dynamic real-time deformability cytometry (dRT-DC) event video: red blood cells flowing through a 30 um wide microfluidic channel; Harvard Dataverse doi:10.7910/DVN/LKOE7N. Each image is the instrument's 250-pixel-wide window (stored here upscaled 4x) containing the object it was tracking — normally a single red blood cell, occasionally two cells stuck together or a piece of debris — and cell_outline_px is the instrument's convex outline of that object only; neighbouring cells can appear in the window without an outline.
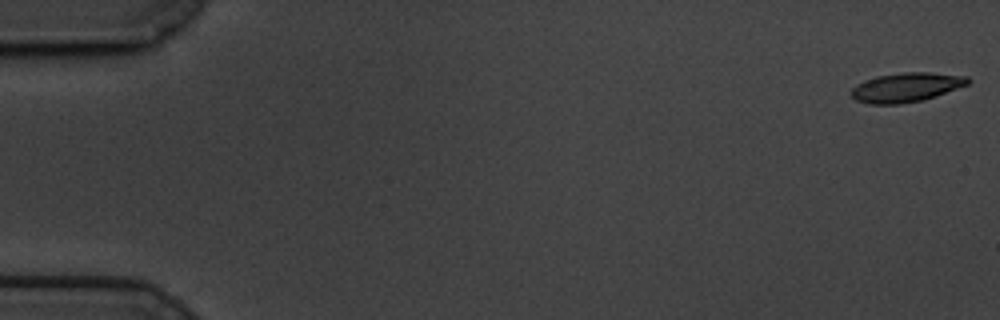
{"species": "common noctule bat (a hibernating species)", "species_latin": "Nyctalus noctula", "temperature_condition": "cold", "stored_images_in_passage": 60, "camera_frame_rate_fps": 3000, "um_per_image_px": 0.085, "animal": {"sex": "male", "body_mass_g": 19.5, "forearm_length_mm": 54.6}, "frame": {"image": 1, "passage_image": 1, "time_ms": 0.0, "image_size_px": [1000, 320], "cell_outline_px": [[972, 80], [968, 84], [936, 96], [924, 100], [900, 104], [868, 104], [856, 100], [852, 96], [852, 88], [856, 84], [864, 80], [876, 76], [904, 72], [928, 72], [968, 76]], "centroid_in_image_um": [77.04, 7.42], "position_along_channel_um": 8.0, "area_um2": 20.0}}
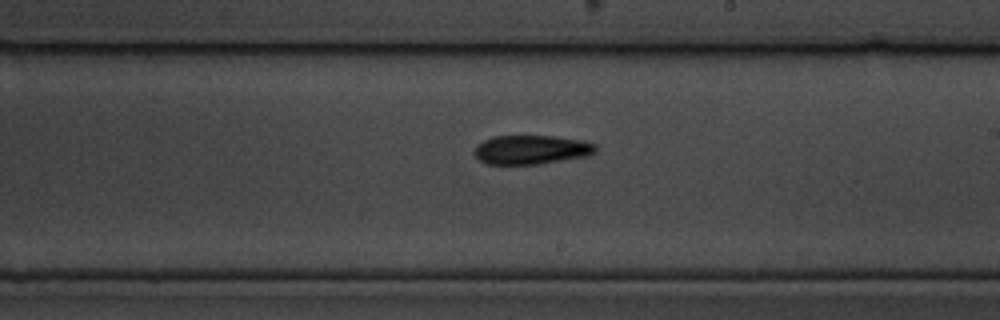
{"frame": {"image": 2, "passage_image": 35, "time_ms": 11.333, "image_size_px": [1000, 320], "cell_outline_px": [[596, 152], [588, 156], [540, 164], [488, 164], [480, 160], [472, 152], [476, 144], [492, 136], [552, 136], [576, 140], [596, 144]], "centroid_in_image_um": [45.12, 12.73], "position_along_channel_um": 243.9, "area_um2": 20.52}}
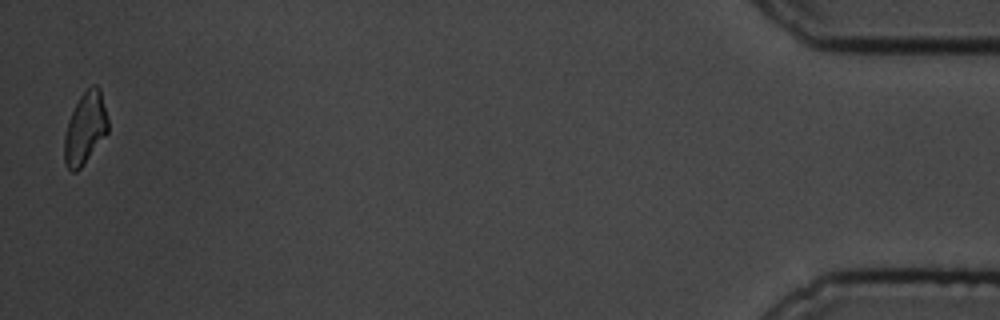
{"frame": {"image": 3, "passage_image": 59, "time_ms": 19.333, "image_size_px": [1000, 320], "cell_outline_px": [[108, 132], [84, 164], [76, 172], [72, 172], [64, 164], [64, 136], [68, 120], [80, 96], [92, 84], [96, 84], [100, 88], [108, 120]], "centroid_in_image_um": [7.23, 10.91], "position_along_channel_um": 428.0, "area_um2": 18.26}, "authors_computed_cell_mechanics": {"area_um2": 20.1433, "velocity_mm_per_s": 3.3799, "shape_relaxation_time_tau1_ms": 5.2522, "shape_relaxation_time_tau2_ms": 6.8498, "deformation_change_tau1": 0.1402, "deformation_change_tau2": 0.1329}}